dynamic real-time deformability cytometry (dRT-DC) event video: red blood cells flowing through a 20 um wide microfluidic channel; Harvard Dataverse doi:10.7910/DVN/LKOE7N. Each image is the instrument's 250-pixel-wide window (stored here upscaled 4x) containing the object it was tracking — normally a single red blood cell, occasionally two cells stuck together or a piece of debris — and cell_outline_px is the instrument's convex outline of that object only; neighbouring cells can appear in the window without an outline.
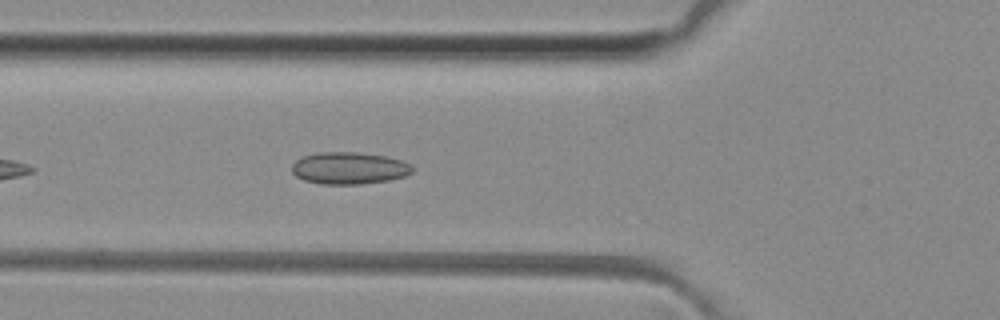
{"species": "common noctule bat (a hibernating species)", "species_latin": "Nyctalus noctula", "temperature_condition": "room temperature", "stored_images_in_passage": 33, "camera_frame_rate_fps": 3000, "um_per_image_px": 0.085, "animal": {"sex": "female", "body_mass_g": 29.2, "forearm_length_mm": 56.3}, "frame": {"image": 1, "passage_image": 6, "time_ms": 1.667, "image_size_px": [1000, 320], "cell_outline_px": [[412, 172], [404, 176], [388, 180], [360, 184], [320, 184], [304, 180], [296, 176], [292, 172], [292, 164], [296, 160], [304, 156], [320, 152], [360, 152], [384, 156], [400, 160], [412, 164]], "centroid_in_image_um": [29.66, 14.29], "position_along_channel_um": 96.1, "area_um2": 22.43}}
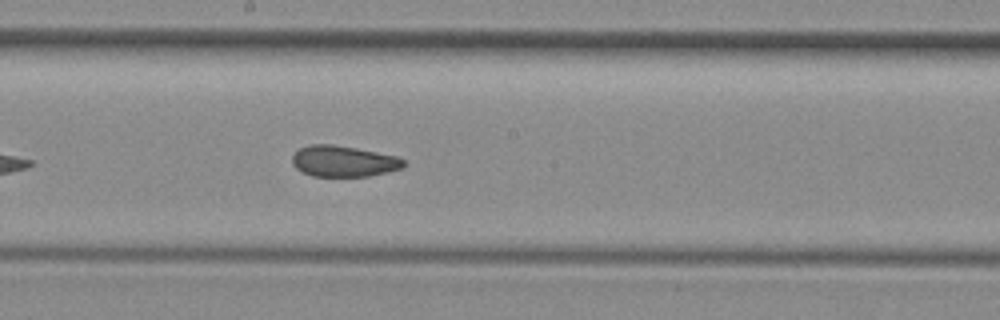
{"frame": {"image": 2, "passage_image": 15, "time_ms": 4.667, "image_size_px": [1000, 320], "cell_outline_px": [[408, 164], [404, 168], [388, 172], [368, 176], [312, 176], [300, 172], [292, 164], [292, 156], [300, 148], [308, 144], [332, 144], [356, 148], [396, 156], [404, 160]], "centroid_in_image_um": [29.2, 13.71], "position_along_channel_um": 219.0, "area_um2": 20.35}}
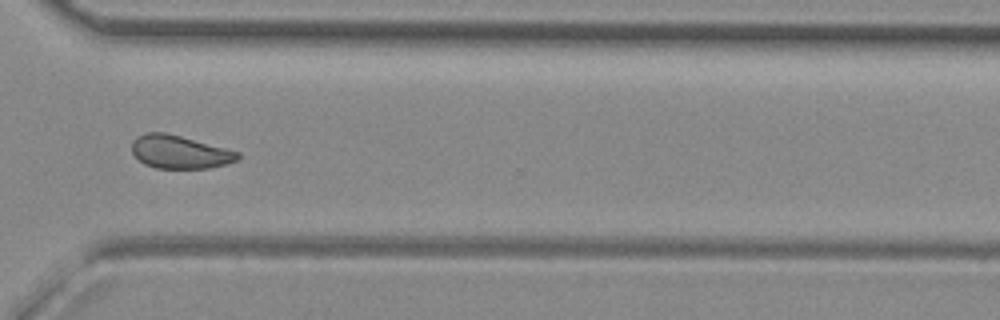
{"frame": {"image": 3, "passage_image": 25, "time_ms": 8.0, "image_size_px": [1000, 320], "cell_outline_px": [[240, 156], [236, 160], [224, 164], [208, 168], [156, 168], [144, 164], [132, 152], [132, 140], [136, 136], [144, 132], [164, 132], [180, 136], [240, 152]], "centroid_in_image_um": [15.23, 12.91], "position_along_channel_um": 355.4, "area_um2": 20.29}, "authors_computed_cell_mechanics": {"area_um2": 20.8658, "velocity_mm_per_s": 4.0947, "shape_relaxation_time_tau1_ms": null, "shape_relaxation_time_tau2_ms": 2.096, "deformation_change_tau1": null, "deformation_change_tau2": 0.0737}}